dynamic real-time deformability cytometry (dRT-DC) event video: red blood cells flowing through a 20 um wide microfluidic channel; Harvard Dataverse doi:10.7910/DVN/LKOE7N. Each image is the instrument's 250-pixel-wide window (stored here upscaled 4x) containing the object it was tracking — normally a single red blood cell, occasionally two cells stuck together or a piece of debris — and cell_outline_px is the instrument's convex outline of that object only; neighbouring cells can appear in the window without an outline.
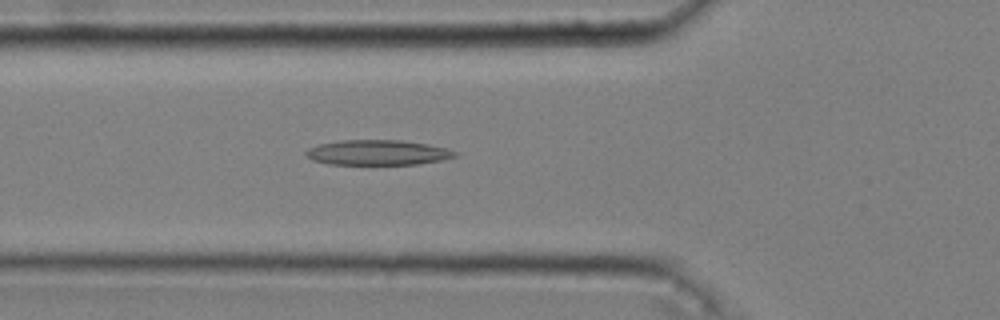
{"species": "common noctule bat (a hibernating species)", "species_latin": "Nyctalus noctula", "temperature_condition": "cold", "stored_images_in_passage": 53, "camera_frame_rate_fps": 3000, "um_per_image_px": 0.085, "animal": {"sex": "male", "body_mass_g": 20.4}, "frame": {"image": 1, "passage_image": 19, "time_ms": 6.0, "image_size_px": [1000, 320], "cell_outline_px": [[460, 152], [456, 156], [440, 160], [420, 164], [328, 164], [312, 160], [304, 152], [308, 148], [320, 144], [340, 140], [400, 140], [428, 144], [448, 148]], "centroid_in_image_um": [32.13, 12.96], "position_along_channel_um": 93.7, "area_um2": 21.85}}
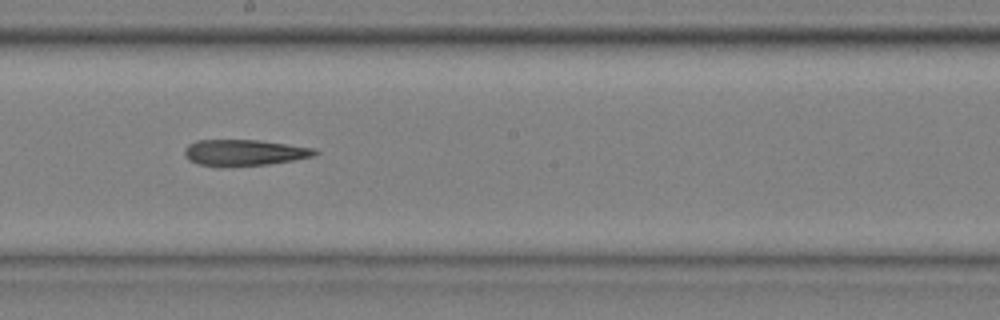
{"frame": {"image": 2, "passage_image": 30, "time_ms": 9.667, "image_size_px": [1000, 320], "cell_outline_px": [[320, 152], [316, 156], [268, 164], [196, 164], [188, 160], [184, 156], [184, 148], [188, 144], [196, 140], [260, 140], [316, 148]], "centroid_in_image_um": [20.8, 12.93], "position_along_channel_um": 227.4, "area_um2": 19.42}}
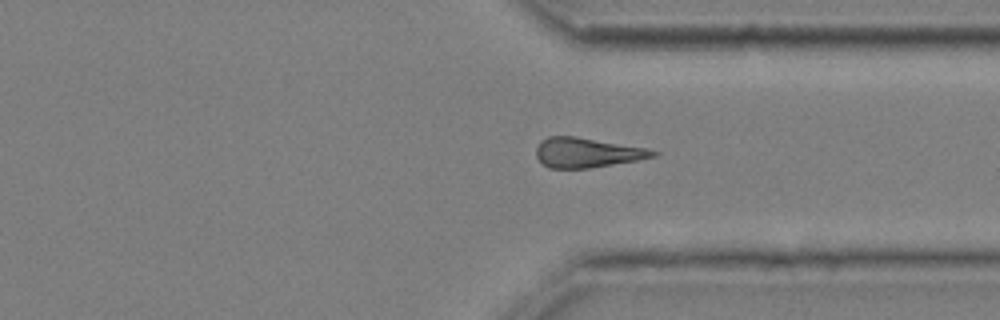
{"frame": {"image": 3, "passage_image": 41, "time_ms": 13.333, "image_size_px": [1000, 320], "cell_outline_px": [[660, 152], [656, 156], [640, 160], [588, 168], [548, 168], [536, 156], [536, 148], [540, 140], [548, 136], [576, 136], [648, 148]], "centroid_in_image_um": [49.92, 12.96], "position_along_channel_um": 361.5, "area_um2": 20.4}}